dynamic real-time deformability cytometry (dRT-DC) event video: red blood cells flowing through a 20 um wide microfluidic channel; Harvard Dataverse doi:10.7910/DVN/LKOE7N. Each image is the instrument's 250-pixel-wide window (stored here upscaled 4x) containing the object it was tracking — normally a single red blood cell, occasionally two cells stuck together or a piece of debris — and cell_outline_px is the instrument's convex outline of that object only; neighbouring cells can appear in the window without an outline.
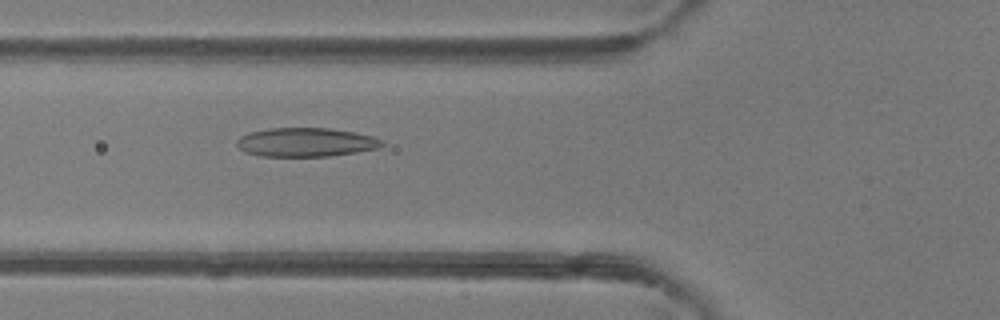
{"species": "common noctule bat (a hibernating species)", "species_latin": "Nyctalus noctula", "temperature_condition": "room temperature", "stored_images_in_passage": 35, "camera_frame_rate_fps": 3000, "um_per_image_px": 0.085, "animal": {"sex": "female"}, "frame": {"image": 1, "passage_image": 5, "time_ms": 1.333, "image_size_px": [1000, 320], "cell_outline_px": [[384, 144], [380, 148], [356, 152], [328, 156], [260, 156], [244, 152], [236, 144], [236, 140], [240, 136], [248, 132], [268, 128], [328, 128], [352, 132], [372, 136], [384, 140]], "centroid_in_image_um": [25.98, 12.09], "position_along_channel_um": 99.8, "area_um2": 24.51}}
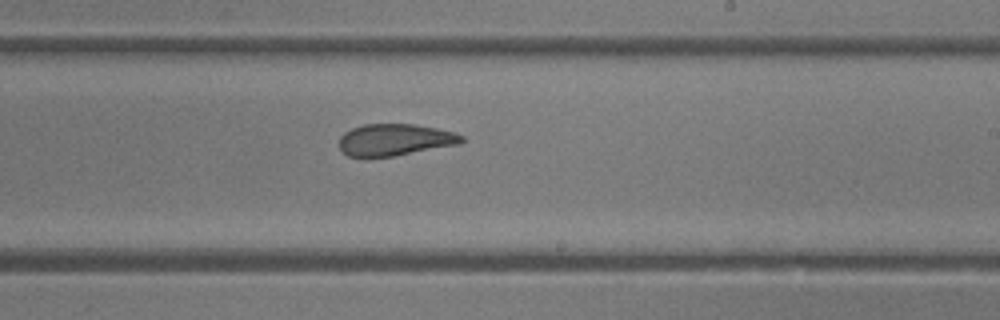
{"frame": {"image": 2, "passage_image": 16, "time_ms": 5.0, "image_size_px": [1000, 320], "cell_outline_px": [[464, 140], [460, 144], [392, 156], [348, 156], [340, 148], [340, 136], [344, 132], [352, 128], [364, 124], [416, 124], [456, 132], [464, 136]], "centroid_in_image_um": [33.6, 11.86], "position_along_channel_um": 255.4, "area_um2": 22.54}}
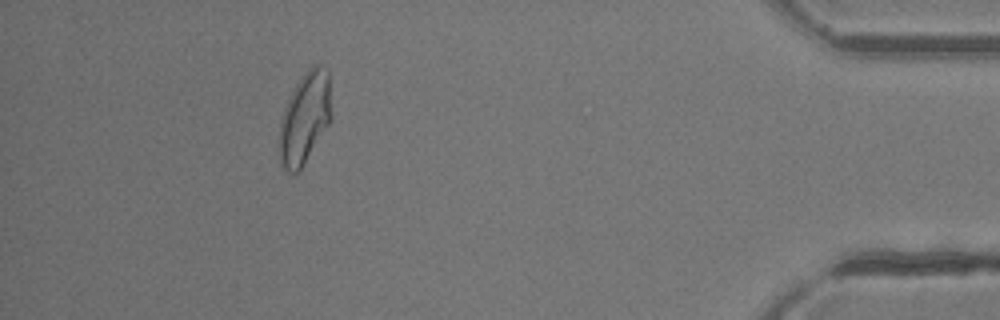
{"frame": {"image": 3, "passage_image": 31, "time_ms": 10.0, "image_size_px": [1000, 320], "cell_outline_px": [[332, 116], [328, 124], [300, 168], [296, 172], [288, 172], [280, 164], [280, 120], [288, 96], [304, 72], [312, 64], [320, 64], [328, 68]], "centroid_in_image_um": [25.91, 9.94], "position_along_channel_um": 409.3, "area_um2": 27.51}, "authors_computed_cell_mechanics": {"area_um2": 24.276, "velocity_mm_per_s": 4.2415, "shape_relaxation_time_tau1_ms": 7.8721, "shape_relaxation_time_tau2_ms": 2.3644, "deformation_change_tau1": 0.199, "deformation_change_tau2": 0.0913}}